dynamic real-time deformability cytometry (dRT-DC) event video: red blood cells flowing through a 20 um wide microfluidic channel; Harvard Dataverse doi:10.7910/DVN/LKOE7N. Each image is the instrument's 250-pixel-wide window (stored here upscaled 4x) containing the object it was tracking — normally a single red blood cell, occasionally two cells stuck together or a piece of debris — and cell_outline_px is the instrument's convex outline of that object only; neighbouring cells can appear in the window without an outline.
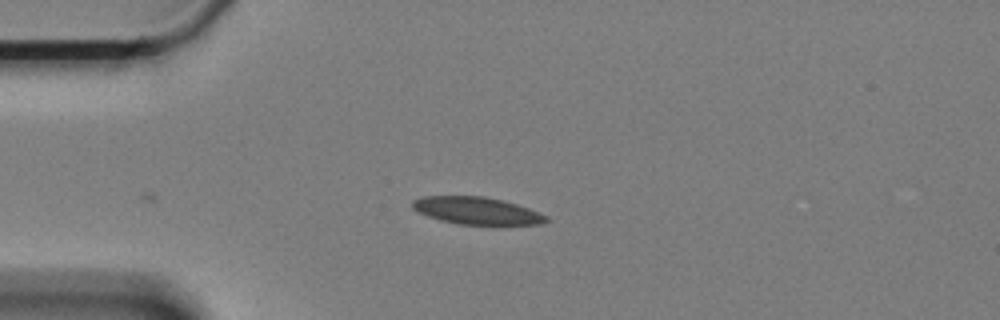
{"species": "Egyptian fruit bat (a non-hibernating species)", "species_latin": "Rousettus aegyptiacus", "temperature_condition": "cold", "stored_images_in_passage": 3, "camera_frame_rate_fps": 3000, "um_per_image_px": 0.085, "animal": {"sex": "female"}, "frame": {"image": 1, "passage_image": 1, "time_ms": 0.0, "image_size_px": [1000, 320], "cell_outline_px": [[548, 220], [540, 224], [496, 228], [456, 224], [440, 220], [428, 216], [412, 208], [412, 200], [424, 196], [484, 196], [504, 200], [528, 208], [548, 216]], "centroid_in_image_um": [40.6, 17.97], "position_along_channel_um": 44.4, "area_um2": 22.31}}